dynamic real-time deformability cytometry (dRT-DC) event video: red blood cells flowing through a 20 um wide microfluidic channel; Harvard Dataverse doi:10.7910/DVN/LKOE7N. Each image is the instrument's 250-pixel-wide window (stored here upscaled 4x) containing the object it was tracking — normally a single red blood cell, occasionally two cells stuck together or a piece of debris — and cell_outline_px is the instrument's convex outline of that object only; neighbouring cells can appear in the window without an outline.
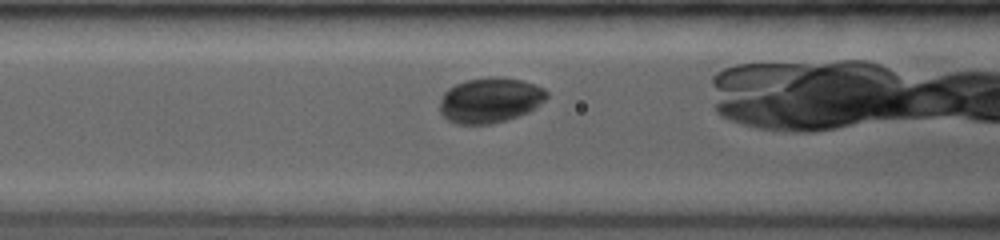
{"species": "common noctule bat (a hibernating species)", "species_latin": "Nyctalus noctula", "temperature_condition": "room temperature", "stored_images_in_passage": 32, "camera_frame_rate_fps": 3500, "um_per_image_px": 0.085, "animal": {"sex": "female", "body_mass_g": 19.0, "forearm_length_mm": 53.3}, "frame": {"image": 1, "passage_image": 5, "time_ms": 1.429, "image_size_px": [1000, 240], "cell_outline_px": [[548, 96], [536, 108], [528, 112], [508, 120], [492, 124], [456, 124], [448, 120], [440, 112], [440, 100], [444, 92], [448, 88], [456, 84], [468, 80], [488, 76], [504, 76], [520, 80], [544, 88], [548, 92]], "centroid_in_image_um": [41.66, 8.51], "position_along_channel_um": 124.9, "area_um2": 28.38}}
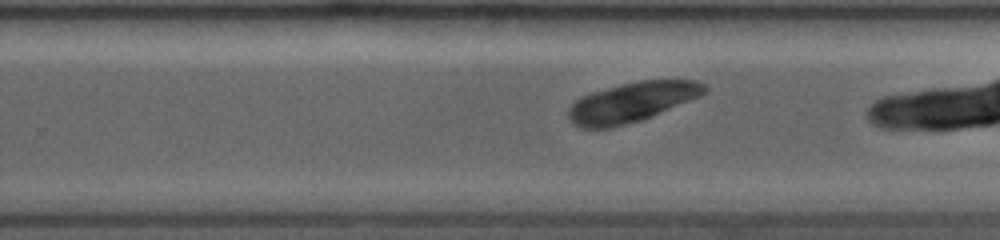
{"frame": {"image": 2, "passage_image": 18, "time_ms": 5.143, "image_size_px": [1000, 240], "cell_outline_px": [[708, 92], [700, 96], [652, 116], [640, 120], [612, 128], [580, 128], [572, 124], [568, 120], [568, 108], [580, 96], [592, 92], [620, 84], [640, 80], [696, 80], [704, 84], [708, 88]], "centroid_in_image_um": [53.68, 8.69], "position_along_channel_um": 276.1, "area_um2": 31.67}}
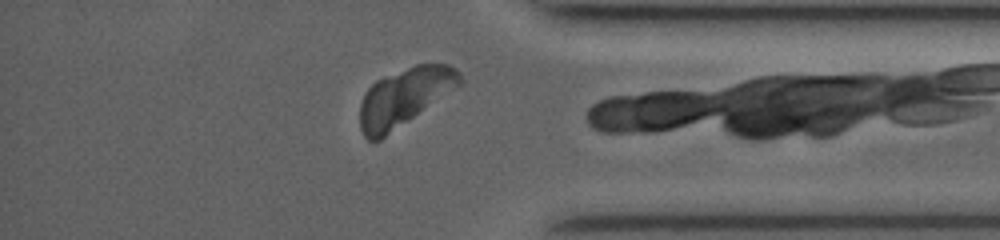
{"frame": {"image": 3, "passage_image": 30, "time_ms": 8.286, "image_size_px": [1000, 240], "cell_outline_px": [[464, 80], [456, 88], [380, 140], [368, 140], [364, 136], [360, 128], [360, 104], [364, 92], [376, 80], [416, 64], [448, 64], [456, 68], [460, 72]], "centroid_in_image_um": [34.37, 8.24], "position_along_channel_um": 400.8, "area_um2": 33.47}}